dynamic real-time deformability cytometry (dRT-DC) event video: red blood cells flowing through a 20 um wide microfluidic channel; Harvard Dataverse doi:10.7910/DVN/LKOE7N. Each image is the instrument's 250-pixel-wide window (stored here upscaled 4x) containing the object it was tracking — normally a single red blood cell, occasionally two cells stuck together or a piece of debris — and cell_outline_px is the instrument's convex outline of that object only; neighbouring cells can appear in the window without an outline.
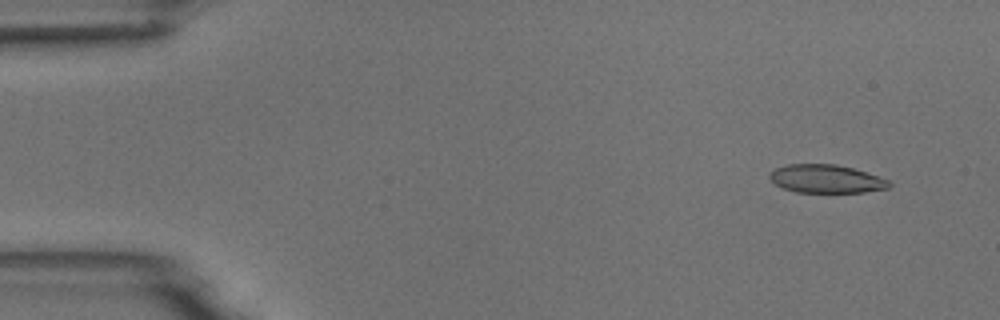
{"species": "common noctule bat (a hibernating species)", "species_latin": "Nyctalus noctula", "temperature_condition": "room temperature", "stored_images_in_passage": 5, "camera_frame_rate_fps": 3000, "um_per_image_px": 0.085, "animal": {"sex": "male", "body_mass_g": 18.8}, "frame": {"image": 1, "passage_image": 1, "time_ms": 0.0, "image_size_px": [1000, 320], "cell_outline_px": [[892, 184], [888, 188], [864, 192], [796, 192], [784, 188], [776, 184], [768, 176], [776, 168], [788, 164], [836, 164], [852, 168], [888, 180]], "centroid_in_image_um": [70.22, 15.2], "position_along_channel_um": 14.8, "area_um2": 19.36}}
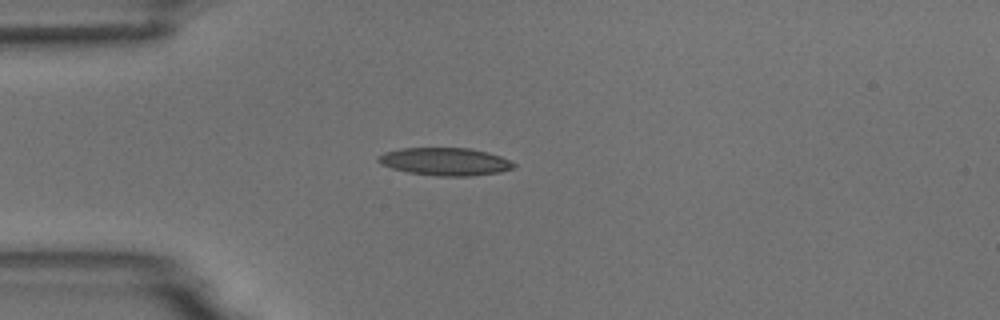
{"frame": {"image": 2, "passage_image": 4, "time_ms": 3.333, "image_size_px": [1000, 320], "cell_outline_px": [[516, 168], [500, 172], [468, 176], [436, 176], [408, 172], [392, 168], [380, 164], [376, 160], [376, 156], [384, 152], [400, 148], [468, 148], [488, 152], [500, 156], [516, 164]], "centroid_in_image_um": [37.81, 13.73], "position_along_channel_um": 47.2, "area_um2": 22.02}}